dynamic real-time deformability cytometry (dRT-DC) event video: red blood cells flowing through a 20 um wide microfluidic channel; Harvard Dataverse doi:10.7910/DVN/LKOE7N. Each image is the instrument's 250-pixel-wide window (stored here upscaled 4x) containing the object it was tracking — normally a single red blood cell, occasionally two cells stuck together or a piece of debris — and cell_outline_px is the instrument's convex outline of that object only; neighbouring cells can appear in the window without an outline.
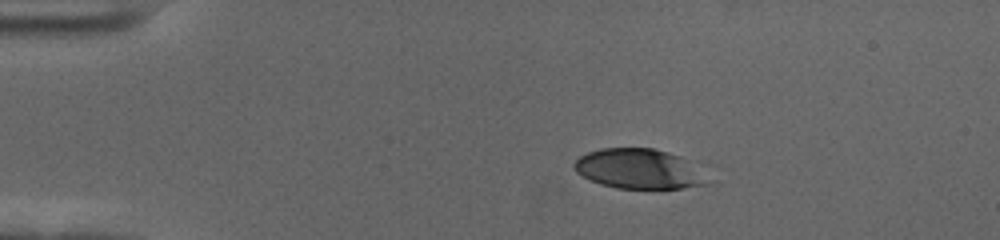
{"species": "human", "species_latin": "Homo sapiens", "temperature_condition": "cold", "stored_images_in_passage": 48, "camera_frame_rate_fps": 3000, "um_per_image_px": 0.085, "donor": {"sex": "female"}, "frame": {"image": 1, "passage_image": 1, "time_ms": 0.0, "image_size_px": [1000, 240], "cell_outline_px": [[712, 184], [684, 188], [616, 188], [600, 184], [576, 172], [572, 164], [580, 156], [588, 152], [600, 148], [652, 148], [668, 152], [680, 156]], "centroid_in_image_um": [54.24, 14.36], "position_along_channel_um": 30.8, "area_um2": 30.46}}
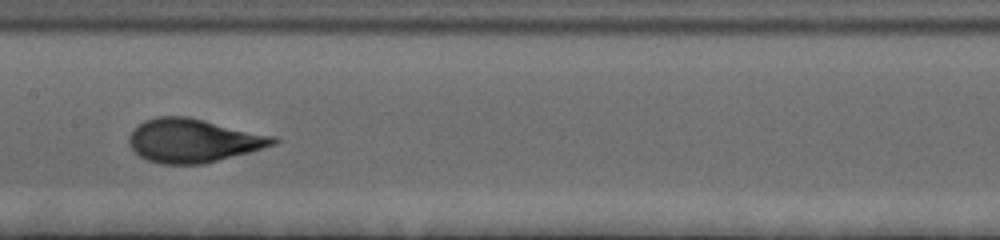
{"frame": {"image": 2, "passage_image": 20, "time_ms": 6.333, "image_size_px": [1000, 240], "cell_outline_px": [[280, 140], [276, 144], [248, 152], [204, 164], [160, 164], [148, 160], [140, 156], [128, 144], [128, 136], [132, 128], [144, 120], [156, 116], [188, 116], [276, 136]], "centroid_in_image_um": [16.4, 11.93], "position_along_channel_um": 191.0, "area_um2": 36.88}}
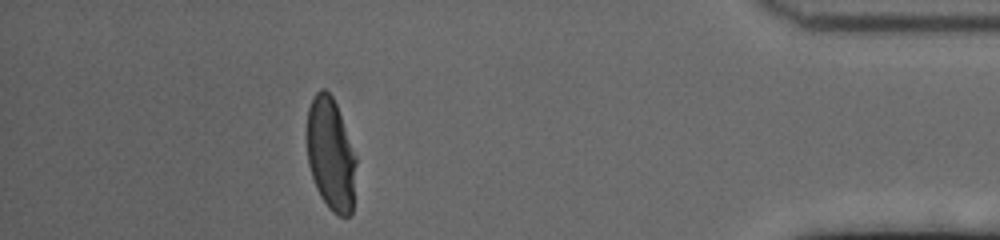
{"frame": {"image": 3, "passage_image": 42, "time_ms": 13.667, "image_size_px": [1000, 240], "cell_outline_px": [[356, 164], [352, 212], [348, 216], [340, 216], [332, 212], [328, 208], [320, 196], [316, 188], [308, 164], [308, 108], [312, 96], [320, 88], [324, 88], [332, 96], [336, 104], [356, 156]], "centroid_in_image_um": [28.11, 13.12], "position_along_channel_um": 407.1, "area_um2": 32.14}, "authors_computed_cell_mechanics": {"area_um2": 35.3158, "velocity_mm_per_s": 3.5313, "shape_relaxation_time_tau1_ms": 3.5376, "shape_relaxation_time_tau2_ms": null, "deformation_change_tau1": 0.1785, "deformation_change_tau2": null}}